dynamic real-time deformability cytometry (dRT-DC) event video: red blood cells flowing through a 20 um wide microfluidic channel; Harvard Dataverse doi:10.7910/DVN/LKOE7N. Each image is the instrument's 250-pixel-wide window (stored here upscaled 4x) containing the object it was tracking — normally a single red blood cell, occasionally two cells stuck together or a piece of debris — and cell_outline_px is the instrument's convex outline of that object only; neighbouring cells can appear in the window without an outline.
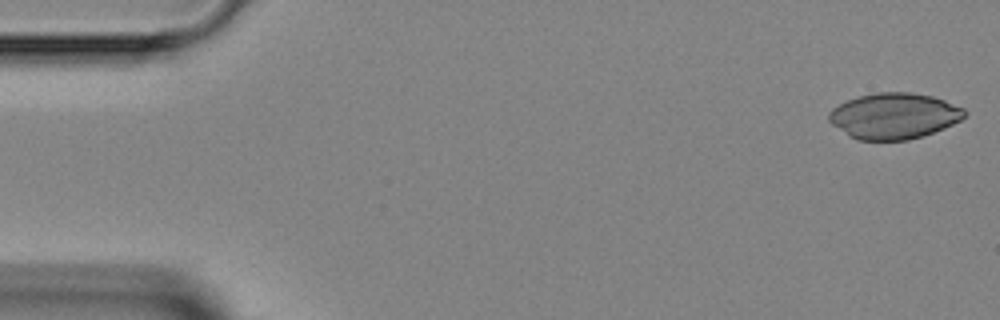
{"species": "Egyptian fruit bat (a non-hibernating species)", "species_latin": "Rousettus aegyptiacus", "temperature_condition": "room temperature", "stored_images_in_passage": 13, "camera_frame_rate_fps": 3000, "um_per_image_px": 0.085, "animal": {"sex": "female"}, "frame": {"image": 1, "passage_image": 1, "time_ms": 0.0, "image_size_px": [1000, 320], "cell_outline_px": [[968, 112], [960, 120], [944, 128], [908, 140], [856, 140], [848, 136], [832, 124], [828, 120], [828, 112], [832, 108], [848, 100], [860, 96], [876, 92], [912, 92], [932, 96], [944, 100], [964, 108]], "centroid_in_image_um": [75.97, 9.85], "position_along_channel_um": 9.0, "area_um2": 36.24}}